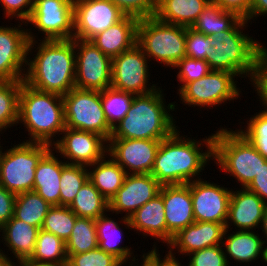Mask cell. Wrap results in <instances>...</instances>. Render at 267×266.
<instances>
[{"instance_id": "obj_40", "label": "cell", "mask_w": 267, "mask_h": 266, "mask_svg": "<svg viewBox=\"0 0 267 266\" xmlns=\"http://www.w3.org/2000/svg\"><path fill=\"white\" fill-rule=\"evenodd\" d=\"M247 121L246 129H238V131L254 145L263 157L267 158V114L260 111Z\"/></svg>"}, {"instance_id": "obj_16", "label": "cell", "mask_w": 267, "mask_h": 266, "mask_svg": "<svg viewBox=\"0 0 267 266\" xmlns=\"http://www.w3.org/2000/svg\"><path fill=\"white\" fill-rule=\"evenodd\" d=\"M61 134L63 136L55 141L52 148L55 153L68 159L65 161L67 164L88 167L107 155L108 141L100 134L67 127Z\"/></svg>"}, {"instance_id": "obj_5", "label": "cell", "mask_w": 267, "mask_h": 266, "mask_svg": "<svg viewBox=\"0 0 267 266\" xmlns=\"http://www.w3.org/2000/svg\"><path fill=\"white\" fill-rule=\"evenodd\" d=\"M18 122L28 129L31 139L26 142L53 146V137L65 129L63 96L36 90L21 80Z\"/></svg>"}, {"instance_id": "obj_8", "label": "cell", "mask_w": 267, "mask_h": 266, "mask_svg": "<svg viewBox=\"0 0 267 266\" xmlns=\"http://www.w3.org/2000/svg\"><path fill=\"white\" fill-rule=\"evenodd\" d=\"M52 148L39 142H25L0 151V185L15 194L33 191L36 167Z\"/></svg>"}, {"instance_id": "obj_12", "label": "cell", "mask_w": 267, "mask_h": 266, "mask_svg": "<svg viewBox=\"0 0 267 266\" xmlns=\"http://www.w3.org/2000/svg\"><path fill=\"white\" fill-rule=\"evenodd\" d=\"M75 54L76 88L102 91L111 87V57L104 54L90 40L77 38H75Z\"/></svg>"}, {"instance_id": "obj_44", "label": "cell", "mask_w": 267, "mask_h": 266, "mask_svg": "<svg viewBox=\"0 0 267 266\" xmlns=\"http://www.w3.org/2000/svg\"><path fill=\"white\" fill-rule=\"evenodd\" d=\"M210 36L186 27V56L194 59H204L210 55Z\"/></svg>"}, {"instance_id": "obj_23", "label": "cell", "mask_w": 267, "mask_h": 266, "mask_svg": "<svg viewBox=\"0 0 267 266\" xmlns=\"http://www.w3.org/2000/svg\"><path fill=\"white\" fill-rule=\"evenodd\" d=\"M165 208L163 196L159 193L155 198L149 200L137 209L129 218L123 217L124 225L135 231L142 232L145 236L167 243V225L165 219ZM159 238V239H158Z\"/></svg>"}, {"instance_id": "obj_32", "label": "cell", "mask_w": 267, "mask_h": 266, "mask_svg": "<svg viewBox=\"0 0 267 266\" xmlns=\"http://www.w3.org/2000/svg\"><path fill=\"white\" fill-rule=\"evenodd\" d=\"M78 217L96 220L109 211V201L87 180L68 206Z\"/></svg>"}, {"instance_id": "obj_28", "label": "cell", "mask_w": 267, "mask_h": 266, "mask_svg": "<svg viewBox=\"0 0 267 266\" xmlns=\"http://www.w3.org/2000/svg\"><path fill=\"white\" fill-rule=\"evenodd\" d=\"M228 231L225 230L223 237L225 241L223 240L222 243L225 247L223 249H225L226 258L230 256L237 262L247 263L257 260L262 255L264 262L267 263V249L259 234H255L253 231H233V234L230 235L227 234Z\"/></svg>"}, {"instance_id": "obj_57", "label": "cell", "mask_w": 267, "mask_h": 266, "mask_svg": "<svg viewBox=\"0 0 267 266\" xmlns=\"http://www.w3.org/2000/svg\"><path fill=\"white\" fill-rule=\"evenodd\" d=\"M131 260L134 261V262L131 261V263H130L129 266H135V265H133V263H134V264H135V263H136V264L138 263V262H135L136 260H138V259H136V258H135V259H131ZM142 263H143V262H141V265H140V266H142ZM124 264H126L125 261H123V262L121 261V262L118 263L117 266H122V265H124ZM138 265H139V264H137L136 266H138Z\"/></svg>"}, {"instance_id": "obj_50", "label": "cell", "mask_w": 267, "mask_h": 266, "mask_svg": "<svg viewBox=\"0 0 267 266\" xmlns=\"http://www.w3.org/2000/svg\"><path fill=\"white\" fill-rule=\"evenodd\" d=\"M246 189L257 194L267 204V161Z\"/></svg>"}, {"instance_id": "obj_21", "label": "cell", "mask_w": 267, "mask_h": 266, "mask_svg": "<svg viewBox=\"0 0 267 266\" xmlns=\"http://www.w3.org/2000/svg\"><path fill=\"white\" fill-rule=\"evenodd\" d=\"M225 230L224 224L195 221L173 236L172 241L168 244L170 250L167 252H172L177 248L178 253L188 256L194 251L221 245Z\"/></svg>"}, {"instance_id": "obj_24", "label": "cell", "mask_w": 267, "mask_h": 266, "mask_svg": "<svg viewBox=\"0 0 267 266\" xmlns=\"http://www.w3.org/2000/svg\"><path fill=\"white\" fill-rule=\"evenodd\" d=\"M138 21L136 17L125 15L119 22L96 34L90 41L109 57L118 56L136 44Z\"/></svg>"}, {"instance_id": "obj_14", "label": "cell", "mask_w": 267, "mask_h": 266, "mask_svg": "<svg viewBox=\"0 0 267 266\" xmlns=\"http://www.w3.org/2000/svg\"><path fill=\"white\" fill-rule=\"evenodd\" d=\"M148 60L137 44L113 57L111 87L133 95H143L157 89L155 84L152 86L147 84L149 82Z\"/></svg>"}, {"instance_id": "obj_41", "label": "cell", "mask_w": 267, "mask_h": 266, "mask_svg": "<svg viewBox=\"0 0 267 266\" xmlns=\"http://www.w3.org/2000/svg\"><path fill=\"white\" fill-rule=\"evenodd\" d=\"M174 69H179L177 79L182 85L179 87L178 92L189 82L198 80L206 76L212 69L209 63L204 59H194L188 56L182 58Z\"/></svg>"}, {"instance_id": "obj_26", "label": "cell", "mask_w": 267, "mask_h": 266, "mask_svg": "<svg viewBox=\"0 0 267 266\" xmlns=\"http://www.w3.org/2000/svg\"><path fill=\"white\" fill-rule=\"evenodd\" d=\"M40 228L27 224L14 216L1 228L2 241L12 251L17 263L30 259L34 253Z\"/></svg>"}, {"instance_id": "obj_43", "label": "cell", "mask_w": 267, "mask_h": 266, "mask_svg": "<svg viewBox=\"0 0 267 266\" xmlns=\"http://www.w3.org/2000/svg\"><path fill=\"white\" fill-rule=\"evenodd\" d=\"M222 247V244L206 247L188 254L192 257L187 266H229L228 258Z\"/></svg>"}, {"instance_id": "obj_1", "label": "cell", "mask_w": 267, "mask_h": 266, "mask_svg": "<svg viewBox=\"0 0 267 266\" xmlns=\"http://www.w3.org/2000/svg\"><path fill=\"white\" fill-rule=\"evenodd\" d=\"M201 145H206L208 150H201ZM213 145L214 134L196 141L181 136L177 128L161 140L150 174L161 185L188 184L201 175L208 160L214 159Z\"/></svg>"}, {"instance_id": "obj_38", "label": "cell", "mask_w": 267, "mask_h": 266, "mask_svg": "<svg viewBox=\"0 0 267 266\" xmlns=\"http://www.w3.org/2000/svg\"><path fill=\"white\" fill-rule=\"evenodd\" d=\"M89 167L84 165L67 164L62 161L60 178V206H69L81 187L88 180Z\"/></svg>"}, {"instance_id": "obj_31", "label": "cell", "mask_w": 267, "mask_h": 266, "mask_svg": "<svg viewBox=\"0 0 267 266\" xmlns=\"http://www.w3.org/2000/svg\"><path fill=\"white\" fill-rule=\"evenodd\" d=\"M242 18L233 11L222 9L210 1L199 15L192 28L207 36L232 29Z\"/></svg>"}, {"instance_id": "obj_34", "label": "cell", "mask_w": 267, "mask_h": 266, "mask_svg": "<svg viewBox=\"0 0 267 266\" xmlns=\"http://www.w3.org/2000/svg\"><path fill=\"white\" fill-rule=\"evenodd\" d=\"M31 261L54 266L67 263L66 244L53 233L39 230Z\"/></svg>"}, {"instance_id": "obj_27", "label": "cell", "mask_w": 267, "mask_h": 266, "mask_svg": "<svg viewBox=\"0 0 267 266\" xmlns=\"http://www.w3.org/2000/svg\"><path fill=\"white\" fill-rule=\"evenodd\" d=\"M211 0H156L154 16L165 23L192 27Z\"/></svg>"}, {"instance_id": "obj_20", "label": "cell", "mask_w": 267, "mask_h": 266, "mask_svg": "<svg viewBox=\"0 0 267 266\" xmlns=\"http://www.w3.org/2000/svg\"><path fill=\"white\" fill-rule=\"evenodd\" d=\"M160 194L165 208L168 245L181 229L195 222L190 183L162 185Z\"/></svg>"}, {"instance_id": "obj_53", "label": "cell", "mask_w": 267, "mask_h": 266, "mask_svg": "<svg viewBox=\"0 0 267 266\" xmlns=\"http://www.w3.org/2000/svg\"><path fill=\"white\" fill-rule=\"evenodd\" d=\"M176 256L174 255L173 252H168L165 256L164 259H160L159 257V266H181ZM177 259V260H176ZM183 266V265H182Z\"/></svg>"}, {"instance_id": "obj_13", "label": "cell", "mask_w": 267, "mask_h": 266, "mask_svg": "<svg viewBox=\"0 0 267 266\" xmlns=\"http://www.w3.org/2000/svg\"><path fill=\"white\" fill-rule=\"evenodd\" d=\"M26 23L42 32L43 40L73 39L74 1L34 0L32 14Z\"/></svg>"}, {"instance_id": "obj_35", "label": "cell", "mask_w": 267, "mask_h": 266, "mask_svg": "<svg viewBox=\"0 0 267 266\" xmlns=\"http://www.w3.org/2000/svg\"><path fill=\"white\" fill-rule=\"evenodd\" d=\"M65 244L66 254H80L97 248L95 220L77 217L71 235Z\"/></svg>"}, {"instance_id": "obj_17", "label": "cell", "mask_w": 267, "mask_h": 266, "mask_svg": "<svg viewBox=\"0 0 267 266\" xmlns=\"http://www.w3.org/2000/svg\"><path fill=\"white\" fill-rule=\"evenodd\" d=\"M161 140L109 138L107 155L127 174H150ZM130 170V171H129Z\"/></svg>"}, {"instance_id": "obj_42", "label": "cell", "mask_w": 267, "mask_h": 266, "mask_svg": "<svg viewBox=\"0 0 267 266\" xmlns=\"http://www.w3.org/2000/svg\"><path fill=\"white\" fill-rule=\"evenodd\" d=\"M120 261L99 247L80 254H67L68 266H117Z\"/></svg>"}, {"instance_id": "obj_39", "label": "cell", "mask_w": 267, "mask_h": 266, "mask_svg": "<svg viewBox=\"0 0 267 266\" xmlns=\"http://www.w3.org/2000/svg\"><path fill=\"white\" fill-rule=\"evenodd\" d=\"M77 217L68 206H52L44 218L41 229L53 233L66 242Z\"/></svg>"}, {"instance_id": "obj_7", "label": "cell", "mask_w": 267, "mask_h": 266, "mask_svg": "<svg viewBox=\"0 0 267 266\" xmlns=\"http://www.w3.org/2000/svg\"><path fill=\"white\" fill-rule=\"evenodd\" d=\"M136 44L147 58L173 68L186 56V27L169 24L155 16L139 19Z\"/></svg>"}, {"instance_id": "obj_10", "label": "cell", "mask_w": 267, "mask_h": 266, "mask_svg": "<svg viewBox=\"0 0 267 266\" xmlns=\"http://www.w3.org/2000/svg\"><path fill=\"white\" fill-rule=\"evenodd\" d=\"M237 76L223 70H211L206 76L187 83L178 93L186 105H195L202 108L221 105L240 95L236 86Z\"/></svg>"}, {"instance_id": "obj_52", "label": "cell", "mask_w": 267, "mask_h": 266, "mask_svg": "<svg viewBox=\"0 0 267 266\" xmlns=\"http://www.w3.org/2000/svg\"><path fill=\"white\" fill-rule=\"evenodd\" d=\"M159 256L158 250L156 249V246L146 254L144 253L142 255L143 264L142 266H159Z\"/></svg>"}, {"instance_id": "obj_11", "label": "cell", "mask_w": 267, "mask_h": 266, "mask_svg": "<svg viewBox=\"0 0 267 266\" xmlns=\"http://www.w3.org/2000/svg\"><path fill=\"white\" fill-rule=\"evenodd\" d=\"M18 25L14 28L0 26V81L24 80L27 56L38 43L30 29L19 28L22 23Z\"/></svg>"}, {"instance_id": "obj_45", "label": "cell", "mask_w": 267, "mask_h": 266, "mask_svg": "<svg viewBox=\"0 0 267 266\" xmlns=\"http://www.w3.org/2000/svg\"><path fill=\"white\" fill-rule=\"evenodd\" d=\"M125 15L138 19L154 16L156 0H111Z\"/></svg>"}, {"instance_id": "obj_22", "label": "cell", "mask_w": 267, "mask_h": 266, "mask_svg": "<svg viewBox=\"0 0 267 266\" xmlns=\"http://www.w3.org/2000/svg\"><path fill=\"white\" fill-rule=\"evenodd\" d=\"M266 205L257 194L246 188L232 191L225 224L226 229L228 230L229 226H231L229 223H233L234 226L238 227L237 231L259 229Z\"/></svg>"}, {"instance_id": "obj_29", "label": "cell", "mask_w": 267, "mask_h": 266, "mask_svg": "<svg viewBox=\"0 0 267 266\" xmlns=\"http://www.w3.org/2000/svg\"><path fill=\"white\" fill-rule=\"evenodd\" d=\"M89 167L93 170H88V180L110 201L122 187L126 171L113 158L106 160L105 156Z\"/></svg>"}, {"instance_id": "obj_46", "label": "cell", "mask_w": 267, "mask_h": 266, "mask_svg": "<svg viewBox=\"0 0 267 266\" xmlns=\"http://www.w3.org/2000/svg\"><path fill=\"white\" fill-rule=\"evenodd\" d=\"M0 3L7 18L16 17L26 24L32 14L34 0H0Z\"/></svg>"}, {"instance_id": "obj_19", "label": "cell", "mask_w": 267, "mask_h": 266, "mask_svg": "<svg viewBox=\"0 0 267 266\" xmlns=\"http://www.w3.org/2000/svg\"><path fill=\"white\" fill-rule=\"evenodd\" d=\"M162 185L151 174H127L122 187L109 201V211L126 212L129 218L137 209L155 198Z\"/></svg>"}, {"instance_id": "obj_3", "label": "cell", "mask_w": 267, "mask_h": 266, "mask_svg": "<svg viewBox=\"0 0 267 266\" xmlns=\"http://www.w3.org/2000/svg\"><path fill=\"white\" fill-rule=\"evenodd\" d=\"M163 97L160 87L147 94L134 95L129 110L113 128L110 138L163 140L170 136L177 129L175 119L169 114L174 111L175 103L166 106Z\"/></svg>"}, {"instance_id": "obj_48", "label": "cell", "mask_w": 267, "mask_h": 266, "mask_svg": "<svg viewBox=\"0 0 267 266\" xmlns=\"http://www.w3.org/2000/svg\"><path fill=\"white\" fill-rule=\"evenodd\" d=\"M16 196L0 185V228L13 217Z\"/></svg>"}, {"instance_id": "obj_54", "label": "cell", "mask_w": 267, "mask_h": 266, "mask_svg": "<svg viewBox=\"0 0 267 266\" xmlns=\"http://www.w3.org/2000/svg\"><path fill=\"white\" fill-rule=\"evenodd\" d=\"M260 227L262 228V232L264 233V237L263 238L266 237V241L263 240V242L265 244H267L266 243L267 242V205H266L265 210H264V214H263V218H262ZM266 249H267V246H266Z\"/></svg>"}, {"instance_id": "obj_47", "label": "cell", "mask_w": 267, "mask_h": 266, "mask_svg": "<svg viewBox=\"0 0 267 266\" xmlns=\"http://www.w3.org/2000/svg\"><path fill=\"white\" fill-rule=\"evenodd\" d=\"M254 85L257 95L260 96V102L264 105L265 114H267V54L259 61L255 76L251 81Z\"/></svg>"}, {"instance_id": "obj_18", "label": "cell", "mask_w": 267, "mask_h": 266, "mask_svg": "<svg viewBox=\"0 0 267 266\" xmlns=\"http://www.w3.org/2000/svg\"><path fill=\"white\" fill-rule=\"evenodd\" d=\"M190 182L193 214L196 222L226 224L232 189L199 178Z\"/></svg>"}, {"instance_id": "obj_9", "label": "cell", "mask_w": 267, "mask_h": 266, "mask_svg": "<svg viewBox=\"0 0 267 266\" xmlns=\"http://www.w3.org/2000/svg\"><path fill=\"white\" fill-rule=\"evenodd\" d=\"M65 127L90 131L107 141L112 135L101 103V91L74 87L63 96Z\"/></svg>"}, {"instance_id": "obj_25", "label": "cell", "mask_w": 267, "mask_h": 266, "mask_svg": "<svg viewBox=\"0 0 267 266\" xmlns=\"http://www.w3.org/2000/svg\"><path fill=\"white\" fill-rule=\"evenodd\" d=\"M52 151L50 149L38 162L33 191L51 206H60L62 161Z\"/></svg>"}, {"instance_id": "obj_30", "label": "cell", "mask_w": 267, "mask_h": 266, "mask_svg": "<svg viewBox=\"0 0 267 266\" xmlns=\"http://www.w3.org/2000/svg\"><path fill=\"white\" fill-rule=\"evenodd\" d=\"M96 230H97V240L98 247L108 254L116 257L120 262L125 261L127 263L128 259L135 256L132 255L131 250L128 246H119V242L122 243V232L117 221L109 218L107 214L99 216L95 220ZM131 256V257H130ZM134 256V257H132ZM127 260V261H126Z\"/></svg>"}, {"instance_id": "obj_37", "label": "cell", "mask_w": 267, "mask_h": 266, "mask_svg": "<svg viewBox=\"0 0 267 266\" xmlns=\"http://www.w3.org/2000/svg\"><path fill=\"white\" fill-rule=\"evenodd\" d=\"M134 99V95L113 87L101 91V103L105 118L113 129L126 115Z\"/></svg>"}, {"instance_id": "obj_6", "label": "cell", "mask_w": 267, "mask_h": 266, "mask_svg": "<svg viewBox=\"0 0 267 266\" xmlns=\"http://www.w3.org/2000/svg\"><path fill=\"white\" fill-rule=\"evenodd\" d=\"M214 159L226 174L246 188L267 161L238 129L221 128L214 134Z\"/></svg>"}, {"instance_id": "obj_56", "label": "cell", "mask_w": 267, "mask_h": 266, "mask_svg": "<svg viewBox=\"0 0 267 266\" xmlns=\"http://www.w3.org/2000/svg\"><path fill=\"white\" fill-rule=\"evenodd\" d=\"M17 266H54L49 264L33 262L30 259L22 260L18 263Z\"/></svg>"}, {"instance_id": "obj_55", "label": "cell", "mask_w": 267, "mask_h": 266, "mask_svg": "<svg viewBox=\"0 0 267 266\" xmlns=\"http://www.w3.org/2000/svg\"><path fill=\"white\" fill-rule=\"evenodd\" d=\"M2 249L0 250V266L7 265H15V262H12V259L10 260V257H8ZM5 254V255H4Z\"/></svg>"}, {"instance_id": "obj_4", "label": "cell", "mask_w": 267, "mask_h": 266, "mask_svg": "<svg viewBox=\"0 0 267 266\" xmlns=\"http://www.w3.org/2000/svg\"><path fill=\"white\" fill-rule=\"evenodd\" d=\"M246 24L248 21L242 18L232 29L210 36L211 53L206 61L212 70L228 71L241 78L247 76L252 81L267 48L243 33Z\"/></svg>"}, {"instance_id": "obj_2", "label": "cell", "mask_w": 267, "mask_h": 266, "mask_svg": "<svg viewBox=\"0 0 267 266\" xmlns=\"http://www.w3.org/2000/svg\"><path fill=\"white\" fill-rule=\"evenodd\" d=\"M39 41L37 54L27 60L24 82L36 90L64 96L75 87V38Z\"/></svg>"}, {"instance_id": "obj_36", "label": "cell", "mask_w": 267, "mask_h": 266, "mask_svg": "<svg viewBox=\"0 0 267 266\" xmlns=\"http://www.w3.org/2000/svg\"><path fill=\"white\" fill-rule=\"evenodd\" d=\"M21 80L0 81V132L19 123Z\"/></svg>"}, {"instance_id": "obj_51", "label": "cell", "mask_w": 267, "mask_h": 266, "mask_svg": "<svg viewBox=\"0 0 267 266\" xmlns=\"http://www.w3.org/2000/svg\"><path fill=\"white\" fill-rule=\"evenodd\" d=\"M267 14V0H252L250 8V20L253 17Z\"/></svg>"}, {"instance_id": "obj_33", "label": "cell", "mask_w": 267, "mask_h": 266, "mask_svg": "<svg viewBox=\"0 0 267 266\" xmlns=\"http://www.w3.org/2000/svg\"><path fill=\"white\" fill-rule=\"evenodd\" d=\"M51 207L35 191L23 192L16 196L13 216L41 229L44 218Z\"/></svg>"}, {"instance_id": "obj_15", "label": "cell", "mask_w": 267, "mask_h": 266, "mask_svg": "<svg viewBox=\"0 0 267 266\" xmlns=\"http://www.w3.org/2000/svg\"><path fill=\"white\" fill-rule=\"evenodd\" d=\"M124 16L111 0H74L73 38L90 40Z\"/></svg>"}, {"instance_id": "obj_49", "label": "cell", "mask_w": 267, "mask_h": 266, "mask_svg": "<svg viewBox=\"0 0 267 266\" xmlns=\"http://www.w3.org/2000/svg\"><path fill=\"white\" fill-rule=\"evenodd\" d=\"M216 3L222 9L227 11H233L237 13L241 18H245L250 22V8L252 0H211Z\"/></svg>"}]
</instances>
